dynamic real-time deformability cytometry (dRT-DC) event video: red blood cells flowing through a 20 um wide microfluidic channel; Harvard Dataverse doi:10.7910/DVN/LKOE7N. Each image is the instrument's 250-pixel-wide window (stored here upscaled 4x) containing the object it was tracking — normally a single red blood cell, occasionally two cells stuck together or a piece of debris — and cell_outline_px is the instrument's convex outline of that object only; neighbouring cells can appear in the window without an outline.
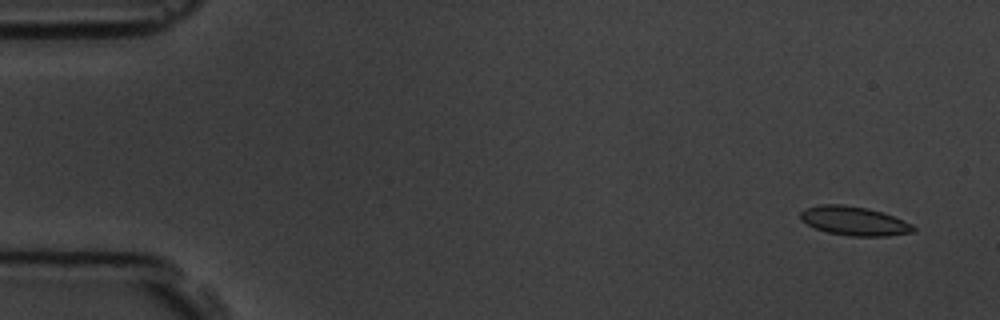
{"species": "common noctule bat (a hibernating species)", "species_latin": "Nyctalus noctula", "temperature_condition": "room temperature", "stored_images_in_passage": 9, "camera_frame_rate_fps": 3000, "um_per_image_px": 0.085, "animal": {"sex": "male", "body_mass_g": 19.5, "forearm_length_mm": 54.6}, "frame": {"image": 1, "passage_image": 1, "time_ms": 0.0, "image_size_px": [1000, 320], "cell_outline_px": [[916, 232], [888, 236], [848, 236], [828, 232], [816, 228], [800, 220], [800, 212], [804, 208], [824, 204], [840, 204], [864, 208], [880, 212], [892, 216], [912, 224], [916, 228]], "centroid_in_image_um": [72.6, 18.79], "position_along_channel_um": 12.4, "area_um2": 18.9}}
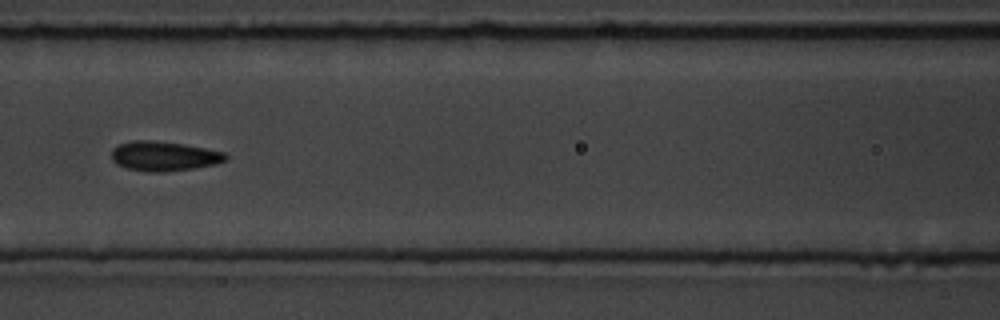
{"frame": {"image": 2, "passage_image": 7, "time_ms": 7.0, "image_size_px": [1000, 320], "cell_outline_px": [[228, 160], [216, 164], [192, 168], [164, 172], [148, 172], [128, 168], [116, 164], [112, 160], [112, 148], [120, 144], [132, 140], [152, 140], [184, 144], [224, 152], [228, 156]], "centroid_in_image_um": [13.94, 13.27], "position_along_channel_um": 152.7, "area_um2": 19.71}}
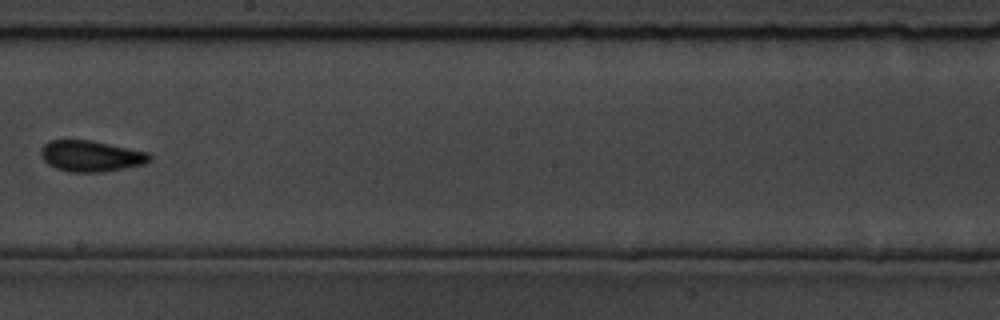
{"frame": {"image": 3, "passage_image": 9, "time_ms": 9.333, "image_size_px": [1000, 320], "cell_outline_px": [[152, 160], [144, 164], [104, 172], [68, 172], [56, 168], [48, 164], [40, 156], [40, 148], [48, 140], [92, 140], [148, 152], [152, 156]], "centroid_in_image_um": [7.72, 13.26], "position_along_channel_um": 240.5, "area_um2": 19.88}}